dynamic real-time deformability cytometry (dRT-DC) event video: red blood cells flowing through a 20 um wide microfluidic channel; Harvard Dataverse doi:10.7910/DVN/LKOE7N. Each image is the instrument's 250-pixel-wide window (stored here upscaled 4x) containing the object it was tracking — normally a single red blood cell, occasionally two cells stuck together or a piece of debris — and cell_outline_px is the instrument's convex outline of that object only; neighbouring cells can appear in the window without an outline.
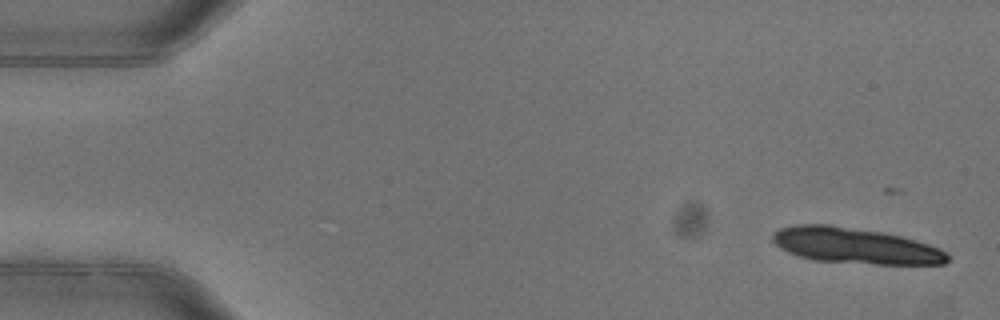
{"species": "common noctule bat (a hibernating species)", "species_latin": "Nyctalus noctula", "temperature_condition": "warm", "stored_images_in_passage": 8, "camera_frame_rate_fps": 3000, "um_per_image_px": 0.085, "animal": {"sex": "female"}, "frame": {"image": 1, "passage_image": 1, "time_ms": 0.0, "image_size_px": [1000, 320], "cell_outline_px": [[948, 260], [944, 264], [876, 264], [812, 260], [796, 256], [780, 248], [772, 240], [772, 236], [780, 228], [796, 224], [828, 224], [880, 232], [900, 236], [928, 244], [940, 248], [948, 256]], "centroid_in_image_um": [72.65, 20.89], "position_along_channel_um": 12.3, "area_um2": 36.24}}
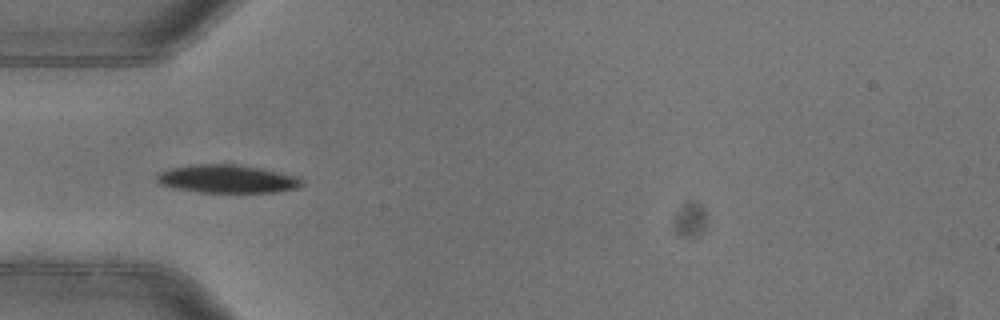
{"frame": {"image": 2, "passage_image": 5, "time_ms": 1.333, "image_size_px": [1000, 320], "cell_outline_px": [[304, 184], [300, 188], [272, 192], [200, 192], [176, 188], [160, 184], [156, 180], [156, 176], [160, 172], [168, 168], [196, 164], [236, 164], [264, 168], [296, 176], [304, 180]], "centroid_in_image_um": [19.35, 15.2], "position_along_channel_um": 65.6, "area_um2": 23.93}}